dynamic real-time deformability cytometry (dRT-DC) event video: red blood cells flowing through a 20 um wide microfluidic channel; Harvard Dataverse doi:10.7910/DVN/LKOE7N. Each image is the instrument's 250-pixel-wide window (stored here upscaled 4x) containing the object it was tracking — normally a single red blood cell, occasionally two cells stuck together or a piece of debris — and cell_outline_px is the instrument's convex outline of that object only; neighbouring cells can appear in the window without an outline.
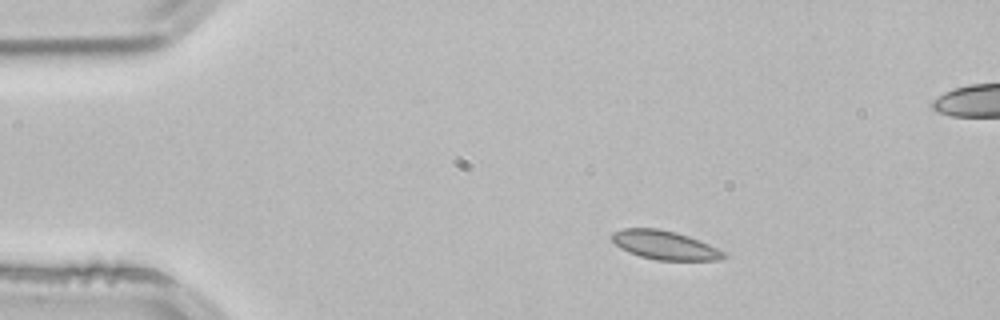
{"species": "common noctule bat (a hibernating species)", "species_latin": "Nyctalus noctula", "temperature_condition": "room temperature", "stored_images_in_passage": 3, "camera_frame_rate_fps": 3000, "um_per_image_px": 0.085, "animal": {"sex": "male", "body_mass_g": 21.5, "forearm_length_mm": 52.0}, "frame": {"image": 1, "passage_image": 1, "time_ms": 0.0, "image_size_px": [1000, 320], "cell_outline_px": [[728, 256], [720, 260], [656, 260], [640, 256], [628, 252], [620, 248], [608, 236], [612, 232], [624, 228], [660, 228], [676, 232], [700, 240], [724, 252]], "centroid_in_image_um": [56.47, 20.82], "position_along_channel_um": 28.5, "area_um2": 18.9}}